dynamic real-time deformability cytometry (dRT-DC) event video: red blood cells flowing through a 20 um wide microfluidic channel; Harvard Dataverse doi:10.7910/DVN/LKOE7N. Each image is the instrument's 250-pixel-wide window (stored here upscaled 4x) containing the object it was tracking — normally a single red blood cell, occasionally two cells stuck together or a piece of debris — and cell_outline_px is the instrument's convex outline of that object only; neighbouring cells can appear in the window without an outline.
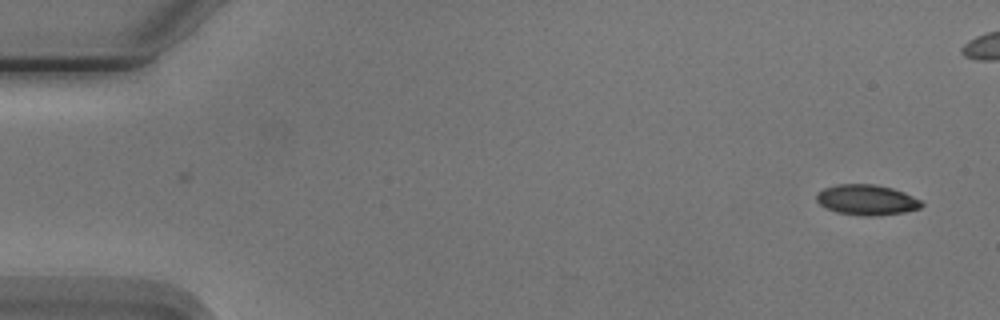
{"species": "Egyptian fruit bat (a non-hibernating species)", "species_latin": "Rousettus aegyptiacus", "temperature_condition": "cold", "stored_images_in_passage": 2, "segment_of_instrument_passage": [2, 2], "camera_frame_rate_fps": 3000, "um_per_image_px": 0.085, "animal": {"sex": "male"}, "frame": {"image": 1, "passage_image": 2, "time_ms": 1.333, "image_size_px": [1000, 320], "cell_outline_px": [[924, 204], [920, 208], [904, 212], [876, 216], [860, 216], [836, 212], [820, 204], [816, 200], [816, 196], [824, 188], [840, 184], [872, 184], [892, 188], [904, 192], [920, 200]], "centroid_in_image_um": [73.68, 17.0], "position_along_channel_um": 11.3, "area_um2": 18.5}}